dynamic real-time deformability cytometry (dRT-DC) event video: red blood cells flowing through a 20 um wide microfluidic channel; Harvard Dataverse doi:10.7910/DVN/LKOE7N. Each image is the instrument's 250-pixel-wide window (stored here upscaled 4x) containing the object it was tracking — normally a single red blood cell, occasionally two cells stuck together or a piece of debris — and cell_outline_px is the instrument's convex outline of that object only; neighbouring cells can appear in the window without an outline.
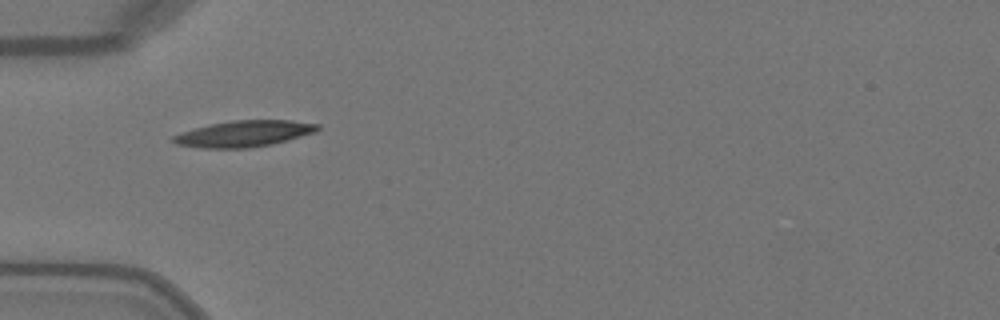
{"species": "Egyptian fruit bat (a non-hibernating species)", "species_latin": "Rousettus aegyptiacus", "temperature_condition": "warm", "stored_images_in_passage": 35, "camera_frame_rate_fps": 3000, "um_per_image_px": 0.085, "animal": {"sex": "female"}, "frame": {"image": 1, "passage_image": 1, "time_ms": 0.0, "image_size_px": [1000, 320], "cell_outline_px": [[320, 128], [316, 132], [288, 140], [272, 144], [248, 148], [204, 148], [176, 144], [168, 140], [172, 136], [196, 128], [212, 124], [232, 120], [292, 120], [320, 124]], "centroid_in_image_um": [20.77, 11.36], "position_along_channel_um": 64.2, "area_um2": 22.02}}
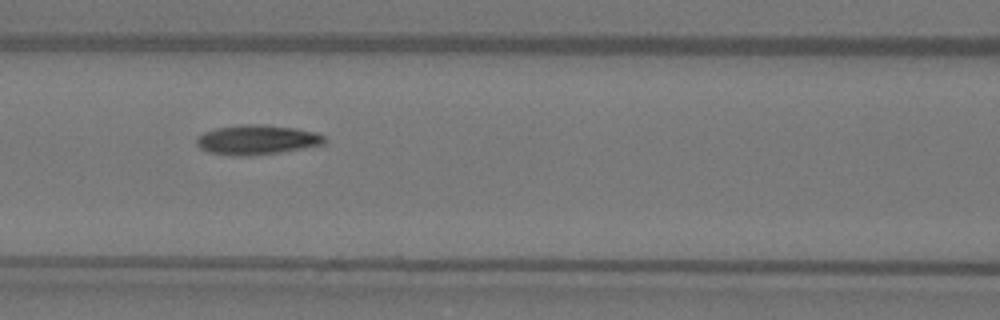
{"frame": {"image": 2, "passage_image": 7, "time_ms": 2.0, "image_size_px": [1000, 320], "cell_outline_px": [[328, 140], [324, 144], [280, 152], [248, 156], [232, 156], [208, 152], [200, 148], [196, 144], [196, 140], [204, 132], [216, 128], [240, 124], [264, 124], [296, 128], [316, 132], [324, 136]], "centroid_in_image_um": [21.85, 11.88], "position_along_channel_um": 144.8, "area_um2": 22.25}}
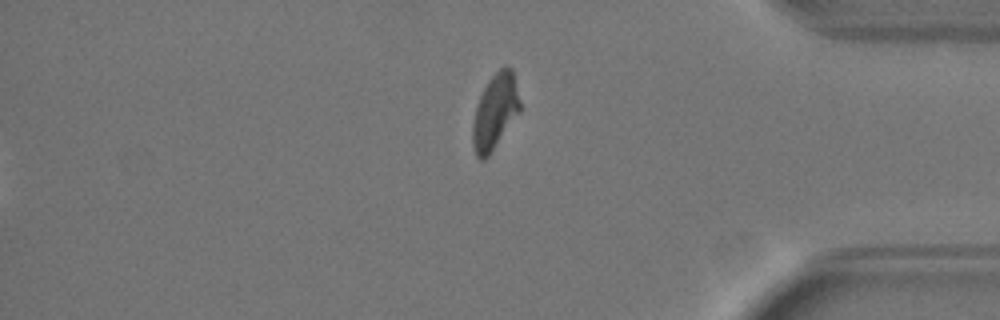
{"frame": {"image": 3, "passage_image": 27, "time_ms": 8.667, "image_size_px": [1000, 320], "cell_outline_px": [[520, 112], [488, 156], [484, 160], [480, 160], [476, 156], [472, 144], [472, 124], [476, 108], [480, 96], [488, 80], [500, 68], [512, 68], [520, 100]], "centroid_in_image_um": [42.07, 9.51], "position_along_channel_um": 393.1, "area_um2": 20.52}, "authors_computed_cell_mechanics": {"area_um2": 21.386, "velocity_mm_per_s": 4.077, "shape_relaxation_time_tau1_ms": 6.172, "shape_relaxation_time_tau2_ms": 4.3042, "deformation_change_tau1": 0.2147, "deformation_change_tau2": 0.0978}}